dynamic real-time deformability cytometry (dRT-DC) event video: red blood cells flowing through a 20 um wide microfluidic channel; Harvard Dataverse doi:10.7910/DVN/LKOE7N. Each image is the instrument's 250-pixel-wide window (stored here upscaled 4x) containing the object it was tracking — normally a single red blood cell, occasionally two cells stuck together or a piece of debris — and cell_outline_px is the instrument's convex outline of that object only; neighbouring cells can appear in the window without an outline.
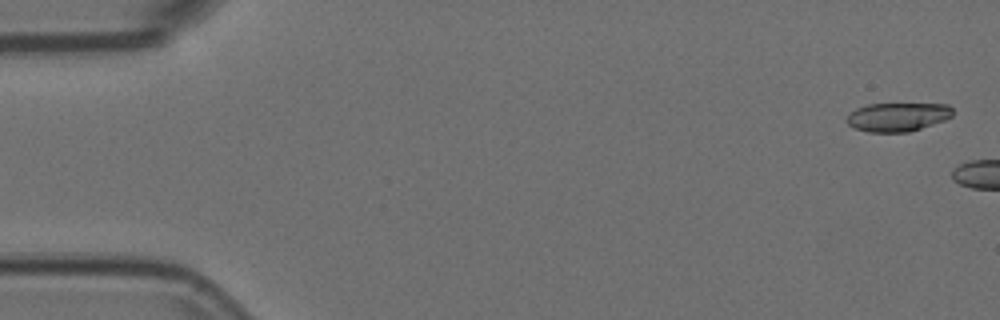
{"species": "Egyptian fruit bat (a non-hibernating species)", "species_latin": "Rousettus aegyptiacus", "temperature_condition": "room temperature", "stored_images_in_passage": 3, "camera_frame_rate_fps": 3000, "um_per_image_px": 0.085, "animal": {"sex": "female"}, "frame": {"image": 1, "passage_image": 1, "time_ms": 0.0, "image_size_px": [1000, 320], "cell_outline_px": [[952, 116], [944, 120], [908, 132], [868, 132], [856, 128], [848, 124], [844, 120], [848, 112], [856, 108], [868, 104], [948, 104], [952, 108]], "centroid_in_image_um": [76.24, 9.93], "position_along_channel_um": 8.8, "area_um2": 17.74}}